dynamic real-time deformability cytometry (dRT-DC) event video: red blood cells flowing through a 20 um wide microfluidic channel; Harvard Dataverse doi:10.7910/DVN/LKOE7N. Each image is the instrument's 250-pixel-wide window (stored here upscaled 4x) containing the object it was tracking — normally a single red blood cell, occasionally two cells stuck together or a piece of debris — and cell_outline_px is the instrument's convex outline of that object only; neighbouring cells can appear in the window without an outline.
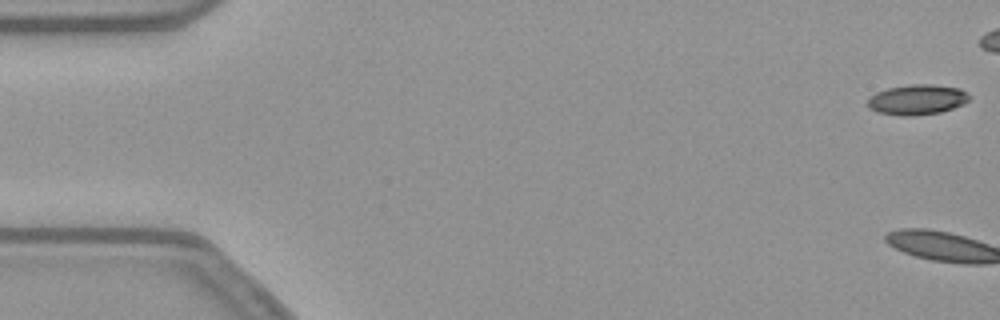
{"species": "common noctule bat (a hibernating species)", "species_latin": "Nyctalus noctula", "temperature_condition": "warm", "stored_images_in_passage": 3, "camera_frame_rate_fps": 3000, "um_per_image_px": 0.085, "animal": {"sex": "female", "body_mass_g": 21.9}, "frame": {"image": 1, "passage_image": 1, "time_ms": 0.0, "image_size_px": [1000, 320], "cell_outline_px": [[972, 96], [964, 104], [940, 112], [912, 116], [900, 116], [876, 112], [868, 108], [868, 100], [876, 92], [888, 88], [908, 84], [932, 84], [960, 88]], "centroid_in_image_um": [77.96, 8.47], "position_along_channel_um": 7.0, "area_um2": 18.03}}